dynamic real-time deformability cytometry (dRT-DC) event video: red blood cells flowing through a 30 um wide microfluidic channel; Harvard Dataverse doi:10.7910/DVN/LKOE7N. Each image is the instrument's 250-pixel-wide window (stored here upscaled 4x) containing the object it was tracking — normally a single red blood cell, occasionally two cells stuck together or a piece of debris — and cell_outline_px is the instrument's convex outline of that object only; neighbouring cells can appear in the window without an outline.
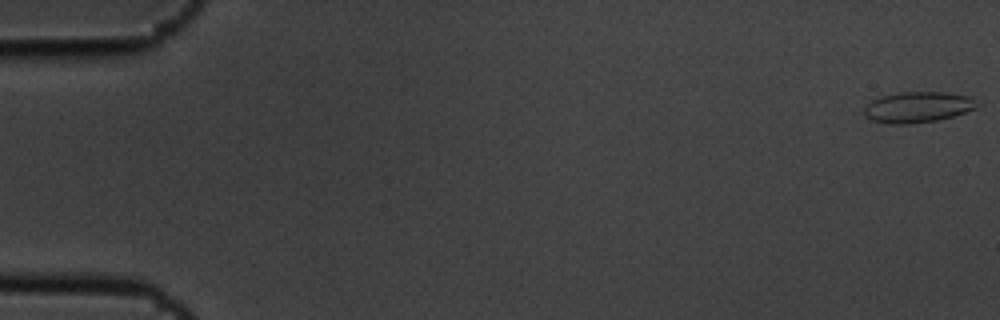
{"species": "common noctule bat (a hibernating species)", "species_latin": "Nyctalus noctula", "temperature_condition": "cold", "stored_images_in_passage": 9, "camera_frame_rate_fps": 3000, "um_per_image_px": 0.085, "animal": {"sex": "male", "body_mass_g": 19.5, "forearm_length_mm": 54.6}, "frame": {"image": 1, "passage_image": 1, "time_ms": 0.0, "image_size_px": [1000, 320], "cell_outline_px": [[976, 108], [952, 116], [936, 120], [908, 124], [888, 124], [872, 120], [864, 116], [864, 108], [872, 100], [884, 96], [900, 92], [944, 92], [972, 96]], "centroid_in_image_um": [77.97, 9.11], "position_along_channel_um": 7.0, "area_um2": 20.0}}
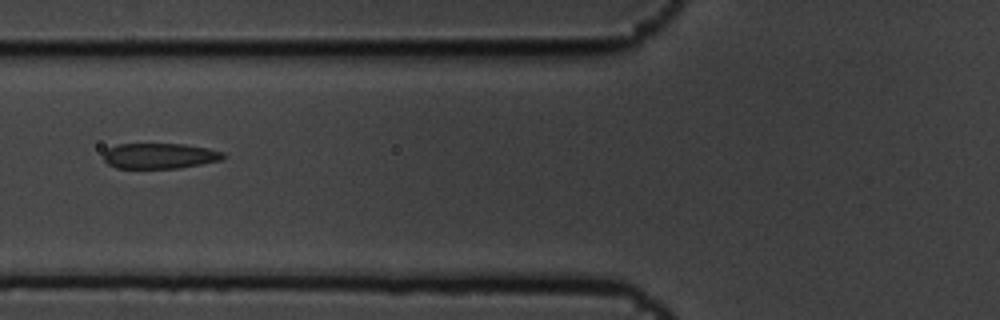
{"frame": {"image": 2, "passage_image": 7, "time_ms": 2.0, "image_size_px": [1000, 320], "cell_outline_px": [[228, 156], [220, 160], [180, 168], [116, 168], [108, 164], [104, 160], [104, 152], [108, 148], [116, 144], [184, 144], [208, 148], [224, 152]], "centroid_in_image_um": [13.58, 13.25], "position_along_channel_um": 112.2, "area_um2": 17.86}}
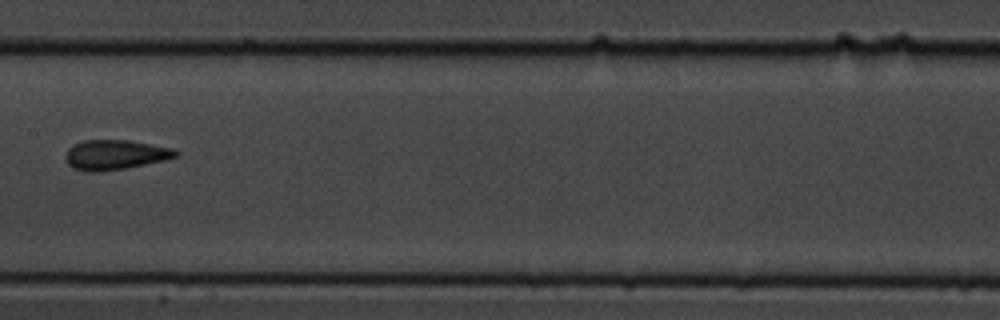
{"frame": {"image": 3, "passage_image": 9, "time_ms": 2.667, "image_size_px": [1000, 320], "cell_outline_px": [[180, 152], [176, 156], [164, 160], [124, 168], [100, 172], [84, 172], [68, 164], [64, 160], [64, 156], [68, 148], [84, 140], [128, 140], [172, 148]], "centroid_in_image_um": [9.74, 13.16], "position_along_channel_um": 197.7, "area_um2": 19.02}}